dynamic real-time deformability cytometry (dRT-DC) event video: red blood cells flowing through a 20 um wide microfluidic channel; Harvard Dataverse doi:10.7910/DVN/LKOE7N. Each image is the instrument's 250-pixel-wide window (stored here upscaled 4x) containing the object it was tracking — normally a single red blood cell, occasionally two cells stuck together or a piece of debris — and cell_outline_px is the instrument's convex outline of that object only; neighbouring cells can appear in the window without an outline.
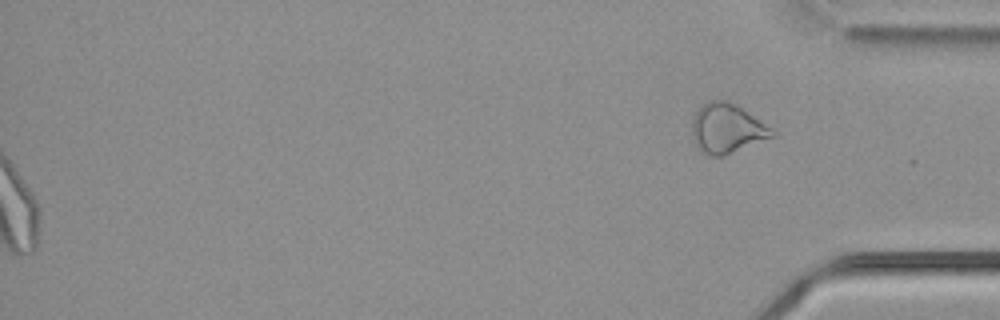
{"species": "common noctule bat (a hibernating species)", "species_latin": "Nyctalus noctula", "temperature_condition": "cold", "stored_images_in_passage": 58, "segment_of_instrument_passage": [2, 2], "camera_frame_rate_fps": 3000, "um_per_image_px": 0.085, "animal": {"sex": "male", "body_mass_g": 21.5, "forearm_length_mm": 52.0}, "frame": {"image": 1, "passage_image": 58, "time_ms": 19.0, "image_size_px": [1000, 320], "cell_outline_px": [[776, 136], [724, 156], [712, 156], [704, 152], [696, 144], [692, 136], [692, 120], [696, 112], [708, 100], [728, 100], [736, 104], [776, 132]], "centroid_in_image_um": [61.8, 10.92], "position_along_channel_um": 373.4, "area_um2": 22.89}}